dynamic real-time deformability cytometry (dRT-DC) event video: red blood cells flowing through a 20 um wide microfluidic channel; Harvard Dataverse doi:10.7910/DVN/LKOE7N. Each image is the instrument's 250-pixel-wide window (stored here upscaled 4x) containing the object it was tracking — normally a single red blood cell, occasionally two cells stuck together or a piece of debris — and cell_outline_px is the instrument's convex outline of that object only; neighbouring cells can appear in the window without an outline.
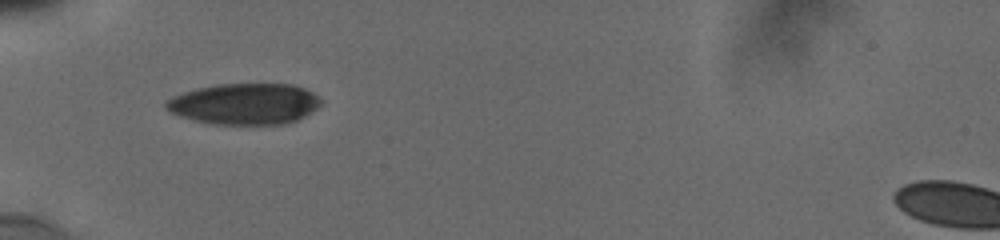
{"species": "human", "species_latin": "Homo sapiens", "temperature_condition": "cold", "stored_images_in_passage": 2, "camera_frame_rate_fps": 3000, "um_per_image_px": 0.085, "donor": {"sex": "male"}, "frame": {"image": 1, "passage_image": 1, "time_ms": 0.0, "image_size_px": [1000, 240], "cell_outline_px": [[324, 104], [304, 116], [296, 120], [284, 124], [212, 124], [180, 116], [164, 108], [164, 104], [172, 96], [196, 88], [216, 84], [292, 84], [304, 88], [312, 92], [324, 100]], "centroid_in_image_um": [20.82, 8.82], "position_along_channel_um": 64.2, "area_um2": 37.22}}